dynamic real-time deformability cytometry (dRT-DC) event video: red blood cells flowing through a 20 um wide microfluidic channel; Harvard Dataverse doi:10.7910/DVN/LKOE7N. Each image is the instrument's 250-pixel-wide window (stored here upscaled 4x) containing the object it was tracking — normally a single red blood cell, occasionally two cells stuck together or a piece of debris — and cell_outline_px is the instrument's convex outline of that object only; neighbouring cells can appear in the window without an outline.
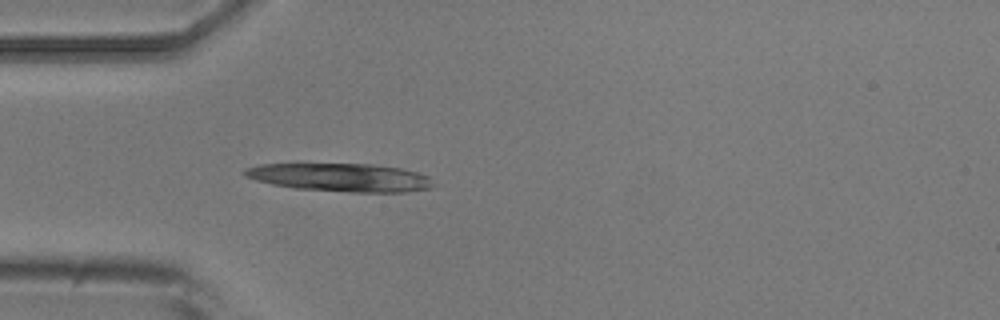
{"species": "common noctule bat (a hibernating species)", "species_latin": "Nyctalus noctula", "temperature_condition": "room temperature", "stored_images_in_passage": 5, "camera_frame_rate_fps": 3000, "um_per_image_px": 0.085, "animal": {"sex": "male", "body_mass_g": 20.5, "forearm_length_mm": 52.5}, "frame": {"image": 1, "passage_image": 5, "time_ms": 5.667, "image_size_px": [1000, 320], "cell_outline_px": [[436, 184], [432, 188], [404, 192], [352, 192], [296, 188], [272, 184], [256, 180], [244, 176], [244, 168], [260, 164], [372, 164], [400, 168], [416, 172], [428, 176]], "centroid_in_image_um": [28.97, 15.08], "position_along_channel_um": 56.0, "area_um2": 30.92}}